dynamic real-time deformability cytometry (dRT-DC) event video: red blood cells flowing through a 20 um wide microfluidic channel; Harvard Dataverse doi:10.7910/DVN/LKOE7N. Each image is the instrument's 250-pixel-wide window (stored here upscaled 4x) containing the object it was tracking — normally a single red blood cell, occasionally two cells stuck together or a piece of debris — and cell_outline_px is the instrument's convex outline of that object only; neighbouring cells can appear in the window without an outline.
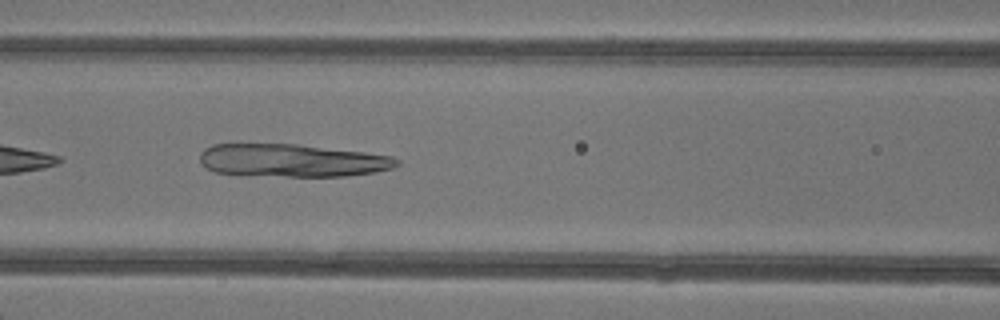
{"species": "common noctule bat (a hibernating species)", "species_latin": "Nyctalus noctula", "temperature_condition": "warm", "stored_images_in_passage": 8, "camera_frame_rate_fps": 3000, "um_per_image_px": 0.085, "animal": {"sex": "female"}, "frame": {"image": 1, "passage_image": 6, "time_ms": 6.0, "image_size_px": [1000, 320], "cell_outline_px": [[400, 164], [392, 168], [372, 172], [348, 176], [236, 176], [216, 172], [208, 168], [200, 160], [200, 152], [204, 148], [212, 144], [296, 144], [364, 152], [392, 156], [400, 160]], "centroid_in_image_um": [24.78, 13.65], "position_along_channel_um": 141.8, "area_um2": 38.03}}
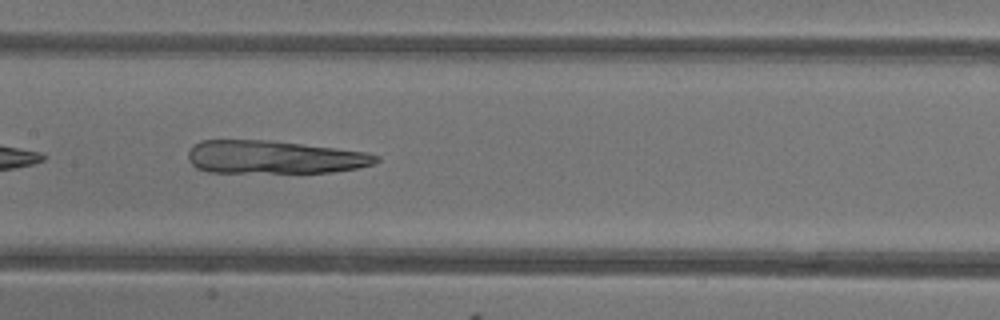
{"frame": {"image": 2, "passage_image": 7, "time_ms": 7.0, "image_size_px": [1000, 320], "cell_outline_px": [[380, 160], [376, 164], [360, 168], [332, 172], [208, 172], [196, 168], [188, 160], [188, 152], [192, 144], [200, 140], [272, 140], [368, 152], [380, 156]], "centroid_in_image_um": [23.33, 13.35], "position_along_channel_um": 184.1, "area_um2": 36.65}}
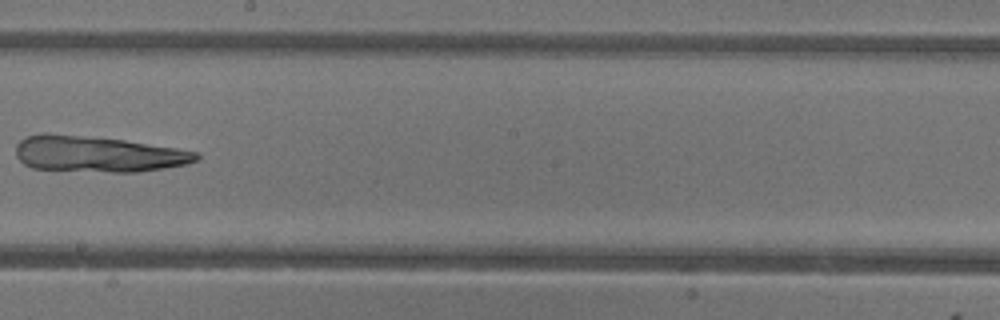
{"frame": {"image": 3, "passage_image": 8, "time_ms": 8.333, "image_size_px": [1000, 320], "cell_outline_px": [[200, 160], [188, 164], [140, 172], [112, 172], [32, 168], [24, 164], [16, 156], [16, 144], [24, 136], [44, 132], [124, 140], [176, 148], [196, 152], [200, 156]], "centroid_in_image_um": [8.3, 13.09], "position_along_channel_um": 239.9, "area_um2": 37.92}}